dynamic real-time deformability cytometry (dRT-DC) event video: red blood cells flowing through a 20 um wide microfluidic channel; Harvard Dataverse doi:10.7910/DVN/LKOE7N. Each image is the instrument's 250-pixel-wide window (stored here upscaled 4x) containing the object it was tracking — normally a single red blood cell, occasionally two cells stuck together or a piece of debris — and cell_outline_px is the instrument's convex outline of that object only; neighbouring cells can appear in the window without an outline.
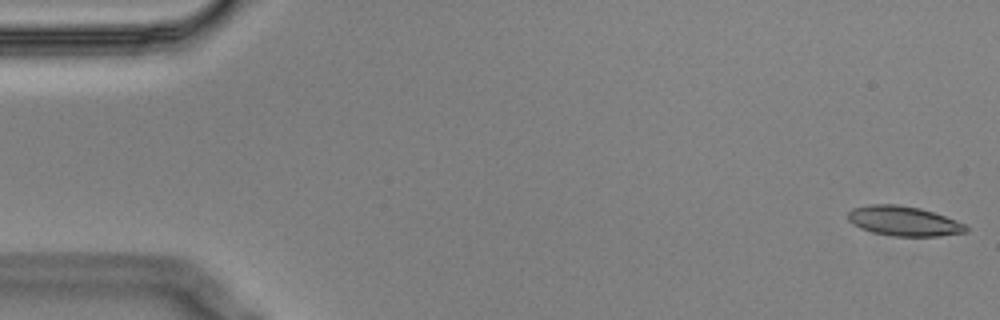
{"species": "Egyptian fruit bat (a non-hibernating species)", "species_latin": "Rousettus aegyptiacus", "temperature_condition": "cold", "stored_images_in_passage": 56, "segment_of_instrument_passage": [1, 2], "camera_frame_rate_fps": 3000, "um_per_image_px": 0.085, "animal": {"sex": "male"}, "frame": {"image": 1, "passage_image": 1, "time_ms": 0.0, "image_size_px": [1000, 320], "cell_outline_px": [[968, 232], [940, 236], [892, 236], [872, 232], [860, 228], [852, 224], [848, 220], [848, 212], [852, 208], [868, 204], [896, 204], [920, 208], [956, 220], [964, 224], [968, 228]], "centroid_in_image_um": [76.79, 18.79], "position_along_channel_um": 8.2, "area_um2": 20.52}}
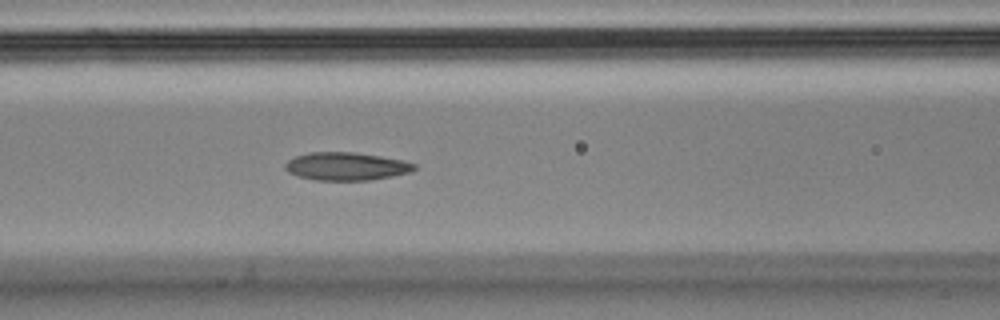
{"frame": {"image": 2, "passage_image": 23, "time_ms": 7.333, "image_size_px": [1000, 320], "cell_outline_px": [[416, 168], [412, 172], [392, 176], [368, 180], [316, 180], [296, 176], [288, 172], [284, 168], [284, 164], [288, 160], [296, 156], [312, 152], [356, 152], [404, 160], [416, 164]], "centroid_in_image_um": [29.43, 14.14], "position_along_channel_um": 137.2, "area_um2": 21.15}}
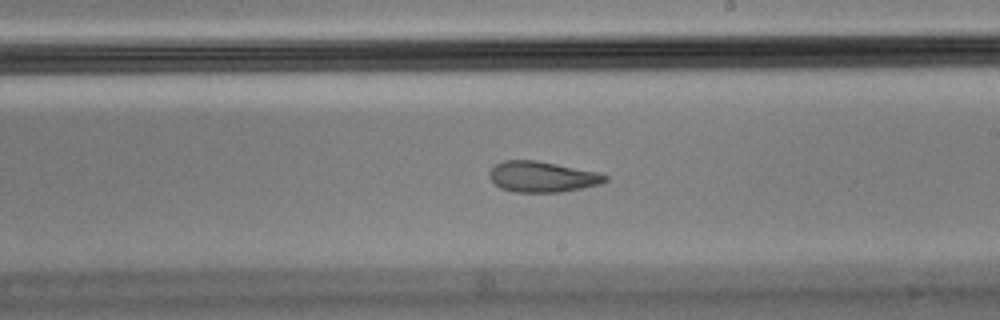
{"frame": {"image": 3, "passage_image": 32, "time_ms": 10.333, "image_size_px": [1000, 320], "cell_outline_px": [[608, 180], [600, 184], [560, 192], [516, 192], [500, 188], [488, 176], [488, 172], [496, 164], [504, 160], [536, 160], [596, 172], [608, 176]], "centroid_in_image_um": [46.06, 15.02], "position_along_channel_um": 242.9, "area_um2": 20.52}}